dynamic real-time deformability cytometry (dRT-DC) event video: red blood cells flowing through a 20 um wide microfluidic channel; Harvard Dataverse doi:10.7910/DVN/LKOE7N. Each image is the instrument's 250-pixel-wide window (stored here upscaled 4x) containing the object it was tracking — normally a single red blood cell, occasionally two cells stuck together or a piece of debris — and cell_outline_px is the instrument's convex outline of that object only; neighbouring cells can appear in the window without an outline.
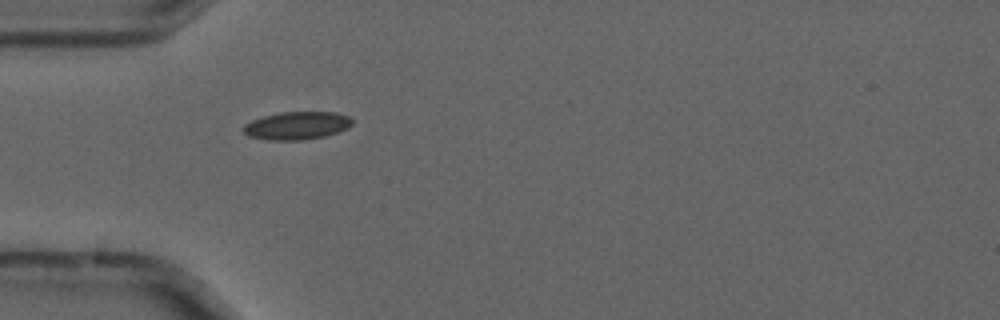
{"species": "common noctule bat (a hibernating species)", "species_latin": "Nyctalus noctula", "temperature_condition": "cold", "stored_images_in_passage": 5, "camera_frame_rate_fps": 3000, "um_per_image_px": 0.085, "animal": {"sex": "male", "forearm_length_mm": 52.5}, "frame": {"image": 1, "passage_image": 2, "time_ms": 0.333, "image_size_px": [1000, 320], "cell_outline_px": [[352, 124], [348, 128], [340, 132], [324, 136], [304, 140], [268, 140], [248, 136], [244, 132], [244, 124], [252, 120], [264, 116], [280, 112], [336, 112], [348, 116], [352, 120]], "centroid_in_image_um": [25.25, 10.68], "position_along_channel_um": 59.7, "area_um2": 17.74}}
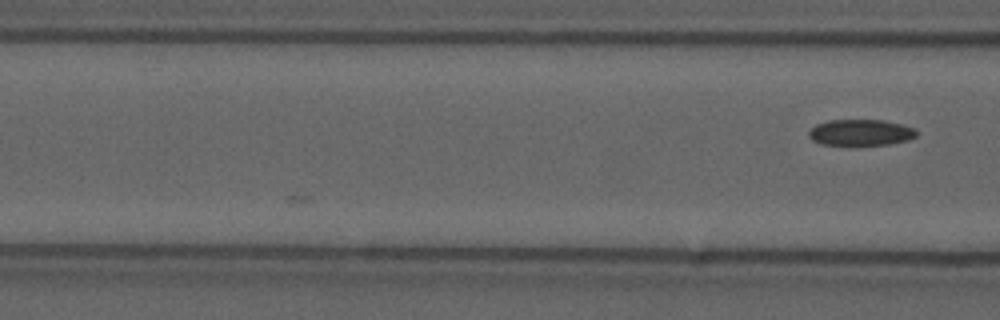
{"frame": {"image": 2, "passage_image": 5, "time_ms": 1.333, "image_size_px": [1000, 320], "cell_outline_px": [[916, 136], [908, 140], [888, 144], [852, 148], [848, 148], [820, 144], [812, 140], [808, 136], [808, 132], [816, 124], [828, 120], [884, 120], [916, 128]], "centroid_in_image_um": [73.11, 11.31], "position_along_channel_um": 93.5, "area_um2": 17.28}}